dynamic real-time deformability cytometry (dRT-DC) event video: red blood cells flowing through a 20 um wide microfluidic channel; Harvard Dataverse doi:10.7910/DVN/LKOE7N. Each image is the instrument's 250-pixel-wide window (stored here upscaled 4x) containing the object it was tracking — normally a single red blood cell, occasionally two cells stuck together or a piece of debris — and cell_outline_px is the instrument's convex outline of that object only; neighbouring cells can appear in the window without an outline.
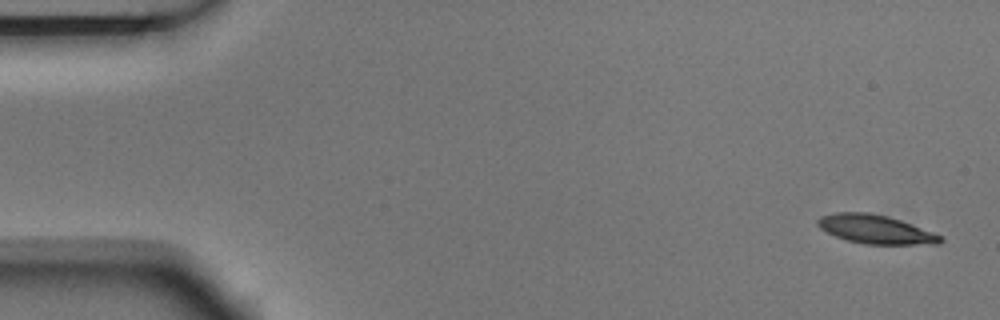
{"species": "Egyptian fruit bat (a non-hibernating species)", "species_latin": "Rousettus aegyptiacus", "temperature_condition": "room temperature", "stored_images_in_passage": 4, "camera_frame_rate_fps": 3000, "um_per_image_px": 0.085, "animal": {"sex": "male"}, "frame": {"image": 1, "passage_image": 1, "time_ms": 0.0, "image_size_px": [1000, 320], "cell_outline_px": [[944, 240], [940, 244], [864, 244], [848, 240], [836, 236], [820, 228], [816, 224], [816, 220], [820, 216], [836, 212], [868, 212], [888, 216], [900, 220], [944, 236]], "centroid_in_image_um": [74.43, 19.49], "position_along_channel_um": 10.6, "area_um2": 20.58}}
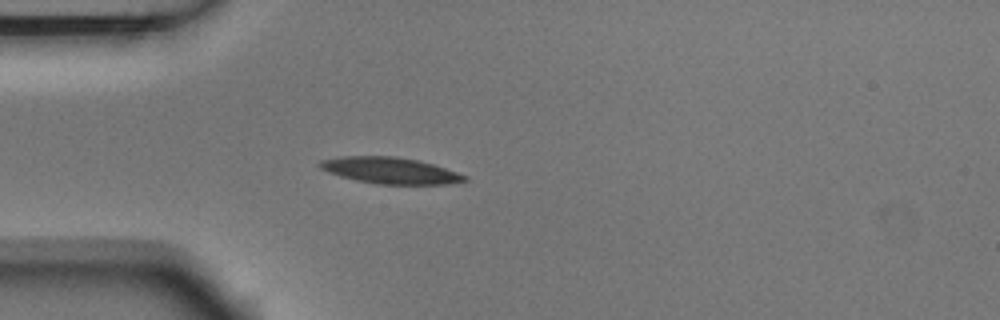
{"frame": {"image": 2, "passage_image": 4, "time_ms": 1.0, "image_size_px": [1000, 320], "cell_outline_px": [[468, 180], [448, 184], [376, 184], [356, 180], [340, 176], [328, 172], [320, 168], [316, 164], [320, 160], [344, 156], [392, 156], [416, 160], [432, 164], [468, 176]], "centroid_in_image_um": [33.13, 14.49], "position_along_channel_um": 51.9, "area_um2": 22.08}}